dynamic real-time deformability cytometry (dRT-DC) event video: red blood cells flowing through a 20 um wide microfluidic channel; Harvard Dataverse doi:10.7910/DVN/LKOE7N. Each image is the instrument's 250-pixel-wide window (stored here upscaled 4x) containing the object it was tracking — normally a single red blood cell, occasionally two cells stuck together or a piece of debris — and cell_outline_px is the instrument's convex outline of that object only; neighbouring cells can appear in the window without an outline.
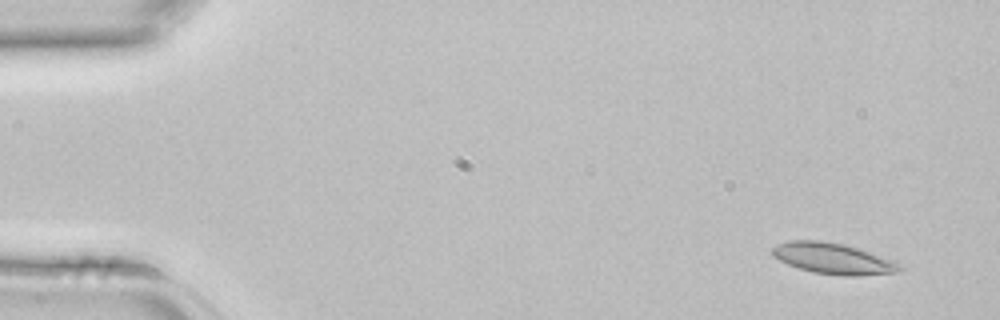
{"species": "common noctule bat (a hibernating species)", "species_latin": "Nyctalus noctula", "temperature_condition": "room temperature", "stored_images_in_passage": 3, "camera_frame_rate_fps": 3000, "um_per_image_px": 0.085, "animal": {"sex": "female", "body_mass_g": 22.7, "forearm_length_mm": 54.2}, "frame": {"image": 1, "passage_image": 1, "time_ms": 0.0, "image_size_px": [1000, 320], "cell_outline_px": [[904, 268], [892, 272], [860, 276], [840, 276], [812, 272], [788, 264], [772, 256], [772, 248], [776, 244], [788, 240], [820, 240], [844, 244], [880, 256], [900, 264]], "centroid_in_image_um": [70.74, 21.97], "position_along_channel_um": 14.3, "area_um2": 22.77}}